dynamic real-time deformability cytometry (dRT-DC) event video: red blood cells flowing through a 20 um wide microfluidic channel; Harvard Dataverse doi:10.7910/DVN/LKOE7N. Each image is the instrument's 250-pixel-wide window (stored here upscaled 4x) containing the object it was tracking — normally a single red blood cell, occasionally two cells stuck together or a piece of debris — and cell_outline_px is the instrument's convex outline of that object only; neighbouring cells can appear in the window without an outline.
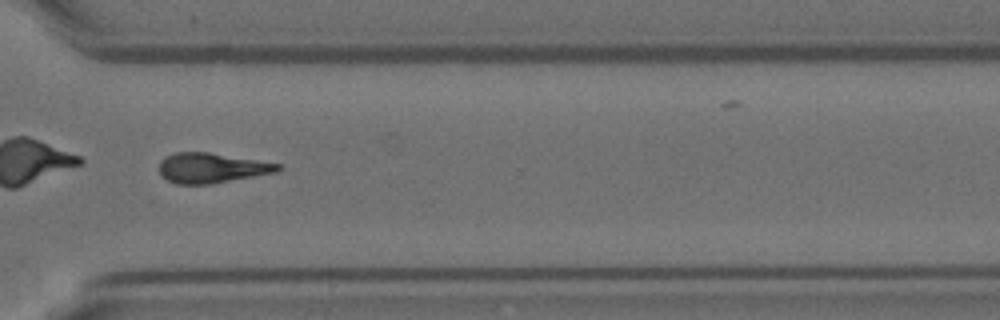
{"species": "Egyptian fruit bat (a non-hibernating species)", "species_latin": "Rousettus aegyptiacus", "temperature_condition": "room temperature", "stored_images_in_passage": 55, "camera_frame_rate_fps": 3000, "um_per_image_px": 0.085, "animal": {"sex": "female"}, "frame": {"image": 1, "passage_image": 40, "time_ms": 13.0, "image_size_px": [1000, 320], "cell_outline_px": [[284, 168], [276, 172], [212, 184], [176, 184], [160, 176], [160, 160], [164, 156], [176, 152], [208, 152], [280, 164]], "centroid_in_image_um": [17.96, 14.28], "position_along_channel_um": 352.6, "area_um2": 20.75}}
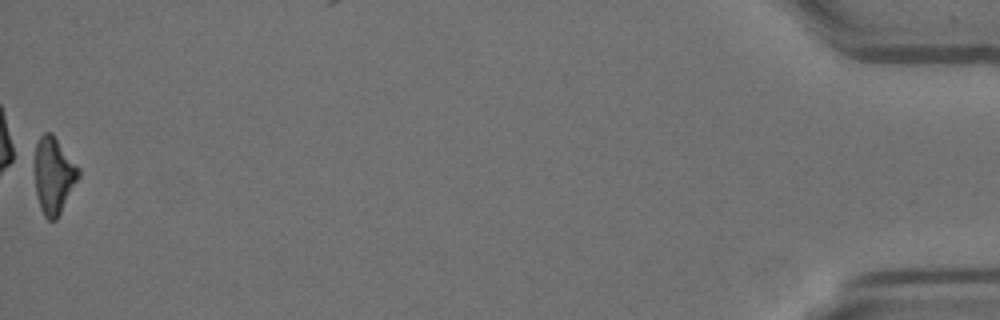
{"frame": {"image": 2, "passage_image": 55, "time_ms": 18.0, "image_size_px": [1000, 320], "cell_outline_px": [[80, 176], [56, 220], [48, 220], [44, 216], [40, 208], [36, 192], [36, 144], [40, 136], [44, 132], [52, 132], [80, 168]], "centroid_in_image_um": [4.59, 14.9], "position_along_channel_um": 430.6, "area_um2": 19.36}, "authors_computed_cell_mechanics": {"area_um2": 20.9236, "velocity_mm_per_s": 3.5541, "shape_relaxation_time_tau1_ms": 8.5441, "shape_relaxation_time_tau2_ms": null, "deformation_change_tau1": 0.2119, "deformation_change_tau2": null}}